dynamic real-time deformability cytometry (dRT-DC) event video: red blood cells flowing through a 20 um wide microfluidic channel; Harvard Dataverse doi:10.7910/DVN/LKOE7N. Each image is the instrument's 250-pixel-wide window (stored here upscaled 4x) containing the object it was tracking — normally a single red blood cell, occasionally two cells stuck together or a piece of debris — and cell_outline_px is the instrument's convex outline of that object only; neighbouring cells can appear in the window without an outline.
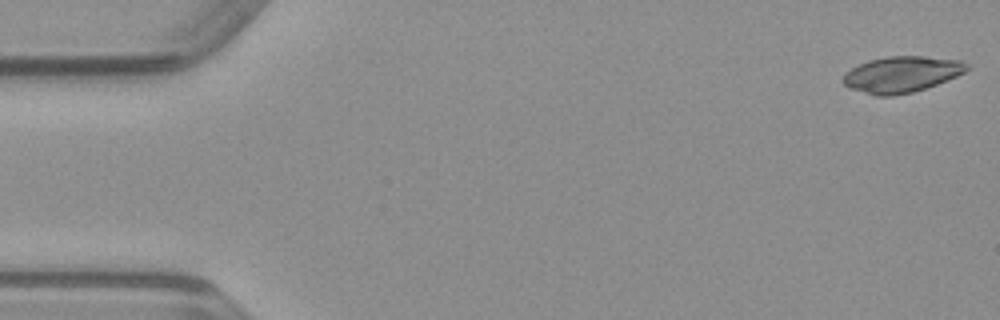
{"species": "common noctule bat (a hibernating species)", "species_latin": "Nyctalus noctula", "temperature_condition": "warm", "stored_images_in_passage": 15, "camera_frame_rate_fps": 3000, "um_per_image_px": 0.085, "animal": {"sex": "male", "body_mass_g": 23.1, "forearm_length_mm": 52.7}, "frame": {"image": 1, "passage_image": 1, "time_ms": 0.0, "image_size_px": [1000, 320], "cell_outline_px": [[968, 68], [964, 72], [956, 76], [936, 84], [912, 92], [892, 96], [876, 96], [852, 88], [844, 84], [840, 80], [844, 72], [868, 60], [888, 56], [924, 56], [960, 60], [968, 64]], "centroid_in_image_um": [76.6, 6.31], "position_along_channel_um": 8.4, "area_um2": 25.84}}
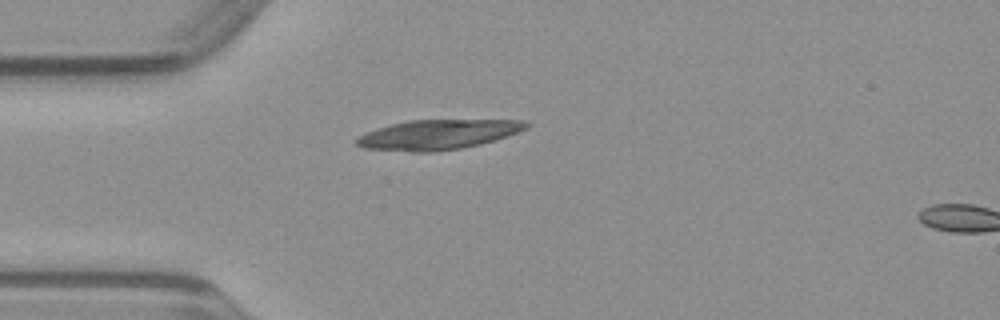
{"frame": {"image": 2, "passage_image": 13, "time_ms": 4.0, "image_size_px": [1000, 320], "cell_outline_px": [[532, 124], [528, 128], [508, 136], [496, 140], [480, 144], [460, 148], [432, 152], [412, 152], [364, 148], [356, 144], [352, 140], [356, 136], [376, 128], [408, 120], [524, 120]], "centroid_in_image_um": [37.21, 11.44], "position_along_channel_um": 47.8, "area_um2": 29.71}}